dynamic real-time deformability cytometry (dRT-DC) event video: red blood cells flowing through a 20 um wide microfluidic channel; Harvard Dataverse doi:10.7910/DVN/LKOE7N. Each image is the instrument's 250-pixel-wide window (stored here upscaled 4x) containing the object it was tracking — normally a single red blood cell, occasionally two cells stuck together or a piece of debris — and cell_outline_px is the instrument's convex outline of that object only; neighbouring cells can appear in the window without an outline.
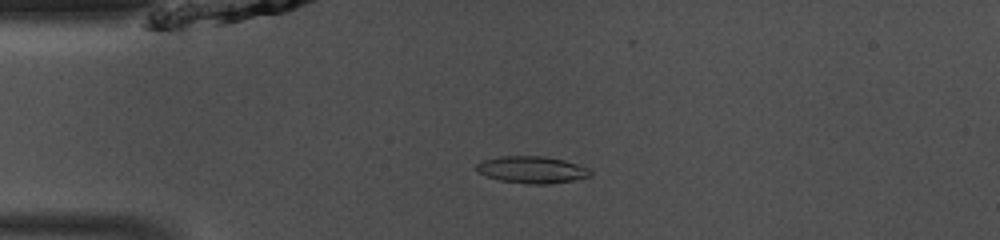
{"species": "common noctule bat (a hibernating species)", "species_latin": "Nyctalus noctula", "temperature_condition": "room temperature", "stored_images_in_passage": 41, "camera_frame_rate_fps": 3000, "um_per_image_px": 0.085, "animal": {"sex": "male", "body_mass_g": 13.0, "forearm_length_mm": 53.1}, "frame": {"image": 1, "passage_image": 5, "time_ms": 1.333, "image_size_px": [1000, 240], "cell_outline_px": [[592, 176], [572, 180], [548, 184], [528, 184], [500, 180], [476, 172], [476, 164], [484, 160], [500, 156], [544, 156], [564, 160], [592, 168]], "centroid_in_image_um": [45.25, 14.42], "position_along_channel_um": 39.7, "area_um2": 17.98}}
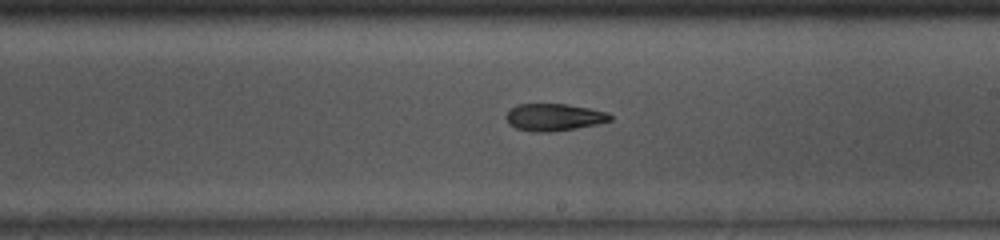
{"frame": {"image": 2, "passage_image": 21, "time_ms": 6.667, "image_size_px": [1000, 240], "cell_outline_px": [[612, 120], [600, 124], [552, 132], [532, 132], [516, 128], [508, 124], [504, 116], [516, 104], [568, 104], [608, 112], [612, 116]], "centroid_in_image_um": [47.09, 9.97], "position_along_channel_um": 241.9, "area_um2": 16.7}}
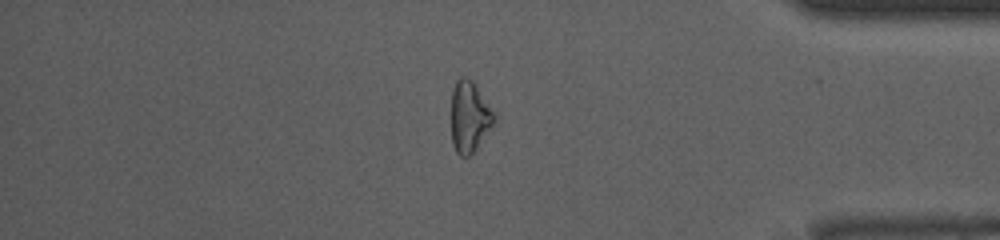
{"frame": {"image": 3, "passage_image": 34, "time_ms": 11.0, "image_size_px": [1000, 240], "cell_outline_px": [[496, 124], [476, 148], [468, 156], [460, 156], [456, 152], [452, 144], [452, 92], [456, 80], [460, 76], [464, 76], [472, 80], [476, 84], [496, 116]], "centroid_in_image_um": [39.93, 9.92], "position_along_channel_um": 395.3, "area_um2": 17.92}, "authors_computed_cell_mechanics": {"area_um2": 17.4556, "velocity_mm_per_s": 4.1517, "shape_relaxation_time_tau1_ms": null, "shape_relaxation_time_tau2_ms": 5.0088, "deformation_change_tau1": null, "deformation_change_tau2": 0.1342}}